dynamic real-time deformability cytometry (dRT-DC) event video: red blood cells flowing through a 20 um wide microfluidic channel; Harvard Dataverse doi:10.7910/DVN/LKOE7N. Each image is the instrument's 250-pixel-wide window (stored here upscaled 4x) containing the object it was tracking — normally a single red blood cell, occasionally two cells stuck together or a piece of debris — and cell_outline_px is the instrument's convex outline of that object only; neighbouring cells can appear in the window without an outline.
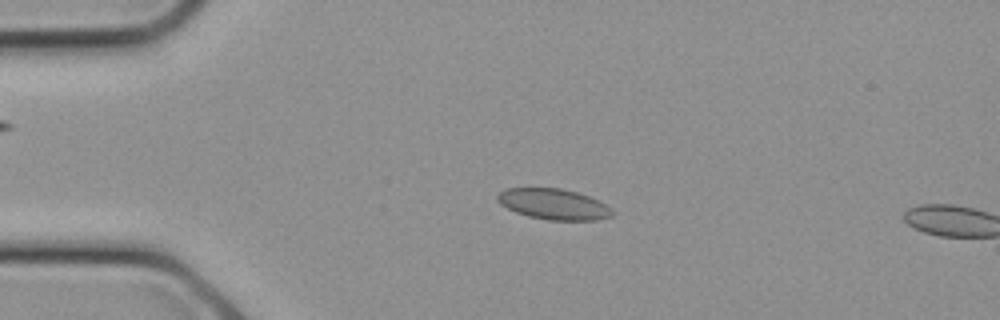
{"species": "common noctule bat (a hibernating species)", "species_latin": "Nyctalus noctula", "temperature_condition": "cold", "stored_images_in_passage": 8, "camera_frame_rate_fps": 3000, "um_per_image_px": 0.085, "animal": {"sex": "female", "body_mass_g": 21.9}, "frame": {"image": 1, "passage_image": 7, "time_ms": 2.0, "image_size_px": [1000, 320], "cell_outline_px": [[612, 216], [596, 220], [548, 220], [528, 216], [516, 212], [500, 204], [496, 200], [496, 196], [504, 188], [560, 188], [576, 192], [588, 196], [604, 204], [612, 212]], "centroid_in_image_um": [46.99, 17.35], "position_along_channel_um": 38.0, "area_um2": 20.35}}